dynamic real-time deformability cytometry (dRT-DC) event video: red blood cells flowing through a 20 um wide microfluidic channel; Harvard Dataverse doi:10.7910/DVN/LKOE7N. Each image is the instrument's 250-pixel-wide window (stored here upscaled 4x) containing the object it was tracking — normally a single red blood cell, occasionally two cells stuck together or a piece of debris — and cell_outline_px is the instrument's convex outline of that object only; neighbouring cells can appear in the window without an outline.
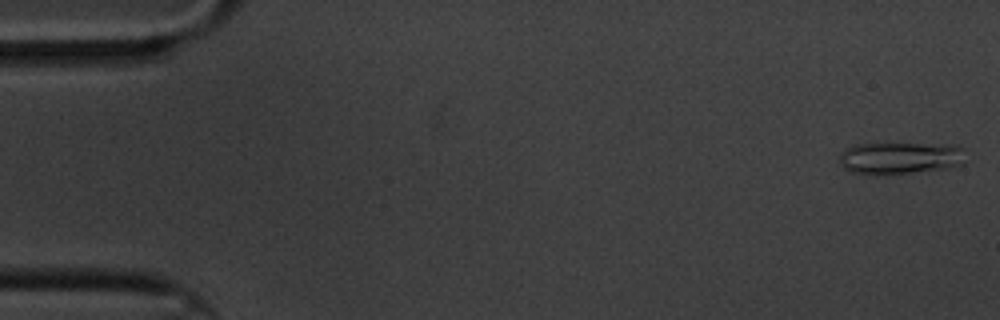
{"species": "common noctule bat (a hibernating species)", "species_latin": "Nyctalus noctula", "temperature_condition": "cold", "stored_images_in_passage": 59, "camera_frame_rate_fps": 3000, "um_per_image_px": 0.085, "animal": {"sex": "male", "body_mass_g": 20.1, "forearm_length_mm": 53.5}, "frame": {"image": 1, "passage_image": 1, "time_ms": 0.0, "image_size_px": [1000, 320], "cell_outline_px": [[964, 164], [948, 168], [876, 176], [852, 172], [844, 168], [840, 164], [840, 156], [844, 148], [852, 144], [872, 140], [952, 144], [964, 148]], "centroid_in_image_um": [76.46, 13.36], "position_along_channel_um": 8.5, "area_um2": 25.37}}
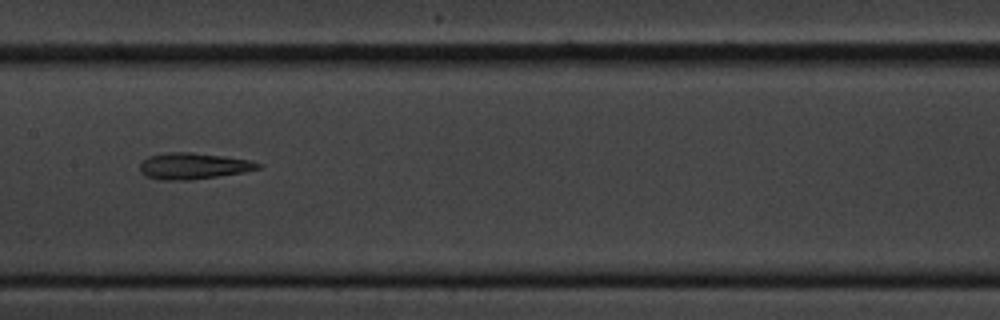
{"frame": {"image": 2, "passage_image": 29, "time_ms": 9.333, "image_size_px": [1000, 320], "cell_outline_px": [[264, 168], [244, 172], [192, 180], [160, 180], [148, 176], [140, 172], [140, 164], [148, 156], [168, 152], [192, 152], [224, 156], [248, 160], [264, 164]], "centroid_in_image_um": [16.48, 14.11], "position_along_channel_um": 190.9, "area_um2": 18.21}}
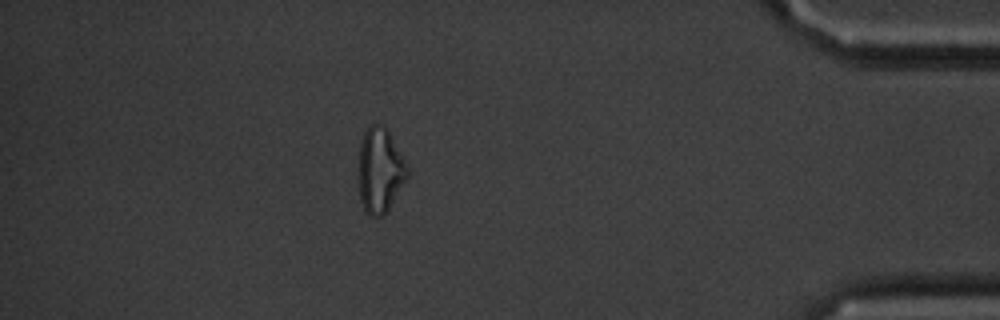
{"frame": {"image": 3, "passage_image": 52, "time_ms": 17.0, "image_size_px": [1000, 320], "cell_outline_px": [[408, 176], [388, 212], [384, 216], [372, 216], [364, 208], [360, 200], [356, 176], [356, 172], [360, 144], [364, 132], [372, 124], [384, 124], [404, 156], [408, 168]], "centroid_in_image_um": [32.28, 14.48], "position_along_channel_um": 402.9, "area_um2": 24.91}, "authors_computed_cell_mechanics": {"area_um2": 19.074, "velocity_mm_per_s": 3.337, "shape_relaxation_time_tau1_ms": null, "shape_relaxation_time_tau2_ms": 4.8978, "deformation_change_tau1": null, "deformation_change_tau2": 0.1583}}